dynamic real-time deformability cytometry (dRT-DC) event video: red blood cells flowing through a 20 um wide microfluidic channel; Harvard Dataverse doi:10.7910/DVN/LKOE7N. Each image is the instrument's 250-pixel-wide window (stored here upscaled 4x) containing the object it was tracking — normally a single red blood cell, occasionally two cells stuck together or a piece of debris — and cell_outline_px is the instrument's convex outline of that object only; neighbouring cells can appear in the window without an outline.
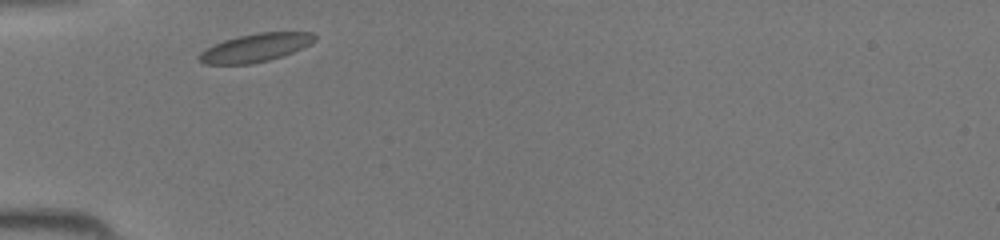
{"species": "common noctule bat (a hibernating species)", "species_latin": "Nyctalus noctula", "temperature_condition": "room temperature", "stored_images_in_passage": 25, "camera_frame_rate_fps": 3000, "um_per_image_px": 0.085, "animal": {"sex": "female", "body_mass_g": 19.5, "forearm_length_mm": 54.1}, "frame": {"image": 1, "passage_image": 1, "time_ms": 0.0, "image_size_px": [1000, 240], "cell_outline_px": [[316, 40], [284, 56], [268, 60], [248, 64], [204, 64], [196, 56], [200, 52], [224, 40], [256, 32], [312, 32], [316, 36]], "centroid_in_image_um": [21.71, 4.05], "position_along_channel_um": 63.3, "area_um2": 18.79}}
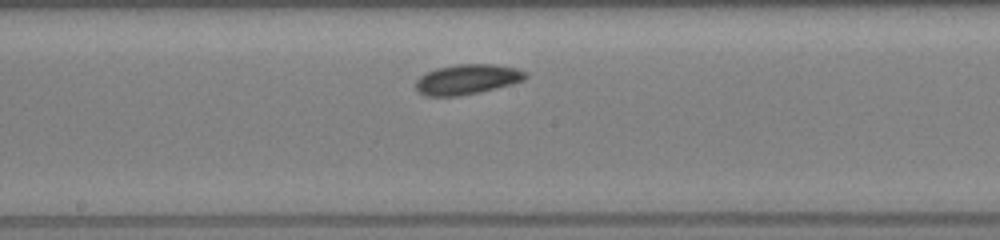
{"frame": {"image": 2, "passage_image": 11, "time_ms": 3.333, "image_size_px": [1000, 240], "cell_outline_px": [[528, 76], [524, 80], [512, 84], [480, 92], [456, 96], [424, 96], [416, 88], [416, 80], [420, 76], [436, 68], [456, 64], [496, 64], [516, 68], [528, 72]], "centroid_in_image_um": [39.74, 6.74], "position_along_channel_um": 208.5, "area_um2": 19.31}}
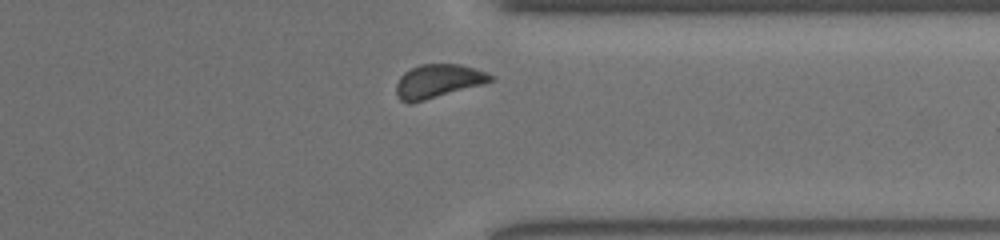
{"frame": {"image": 3, "passage_image": 22, "time_ms": 7.0, "image_size_px": [1000, 240], "cell_outline_px": [[492, 80], [484, 84], [424, 100], [408, 104], [400, 100], [396, 92], [396, 84], [400, 76], [404, 72], [420, 64], [460, 64], [488, 72], [492, 76]], "centroid_in_image_um": [37.22, 6.89], "position_along_channel_um": 374.2, "area_um2": 18.38}}